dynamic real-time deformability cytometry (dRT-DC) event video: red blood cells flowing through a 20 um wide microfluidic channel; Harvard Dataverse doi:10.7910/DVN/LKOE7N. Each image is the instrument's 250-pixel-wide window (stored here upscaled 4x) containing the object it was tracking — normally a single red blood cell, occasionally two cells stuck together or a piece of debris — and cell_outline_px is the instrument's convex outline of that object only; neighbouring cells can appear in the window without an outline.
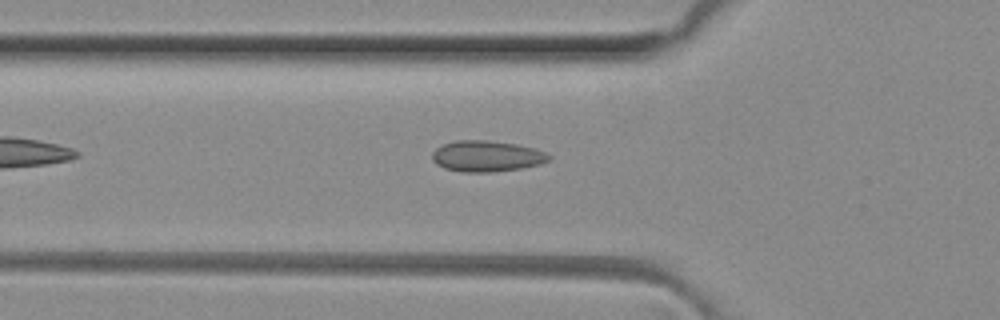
{"species": "common noctule bat (a hibernating species)", "species_latin": "Nyctalus noctula", "temperature_condition": "room temperature", "stored_images_in_passage": 40, "camera_frame_rate_fps": 3000, "um_per_image_px": 0.085, "animal": {"sex": "female", "body_mass_g": 29.2, "forearm_length_mm": 56.3}, "frame": {"image": 1, "passage_image": 7, "time_ms": 2.0, "image_size_px": [1000, 320], "cell_outline_px": [[552, 156], [548, 160], [540, 164], [520, 168], [492, 172], [460, 172], [444, 168], [436, 164], [432, 160], [432, 152], [436, 148], [444, 144], [456, 140], [488, 140], [516, 144], [532, 148], [544, 152]], "centroid_in_image_um": [41.33, 13.27], "position_along_channel_um": 84.5, "area_um2": 21.04}}
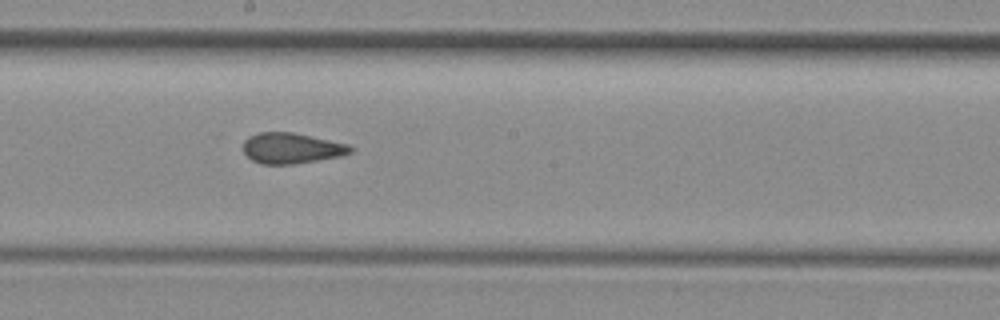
{"frame": {"image": 2, "passage_image": 17, "time_ms": 5.333, "image_size_px": [1000, 320], "cell_outline_px": [[352, 152], [340, 156], [296, 164], [260, 164], [252, 160], [244, 152], [244, 140], [248, 136], [260, 132], [292, 132], [348, 144], [352, 148]], "centroid_in_image_um": [24.76, 12.6], "position_along_channel_um": 223.4, "area_um2": 19.07}}
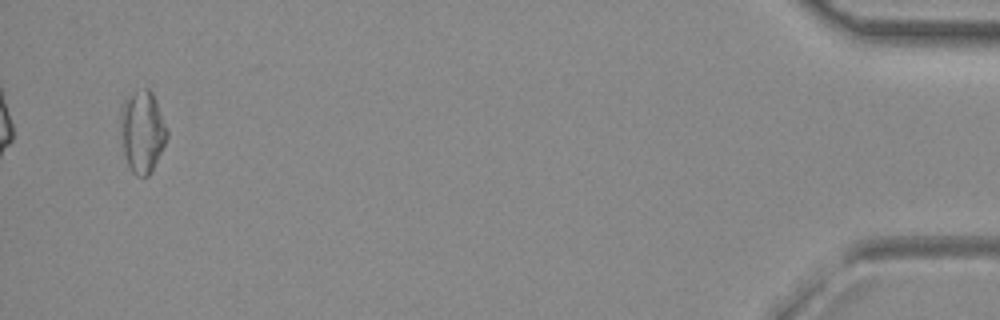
{"frame": {"image": 3, "passage_image": 38, "time_ms": 12.333, "image_size_px": [1000, 320], "cell_outline_px": [[168, 136], [152, 172], [148, 176], [136, 176], [132, 172], [128, 164], [124, 152], [120, 132], [120, 108], [124, 100], [136, 92], [144, 88], [148, 88], [152, 92], [156, 100], [168, 128]], "centroid_in_image_um": [12.1, 11.19], "position_along_channel_um": 423.1, "area_um2": 22.31}, "authors_computed_cell_mechanics": {"area_um2": 19.5942, "velocity_mm_per_s": 4.1536, "shape_relaxation_time_tau1_ms": null, "shape_relaxation_time_tau2_ms": 1.0923, "deformation_change_tau1": null, "deformation_change_tau2": 0.0817}}